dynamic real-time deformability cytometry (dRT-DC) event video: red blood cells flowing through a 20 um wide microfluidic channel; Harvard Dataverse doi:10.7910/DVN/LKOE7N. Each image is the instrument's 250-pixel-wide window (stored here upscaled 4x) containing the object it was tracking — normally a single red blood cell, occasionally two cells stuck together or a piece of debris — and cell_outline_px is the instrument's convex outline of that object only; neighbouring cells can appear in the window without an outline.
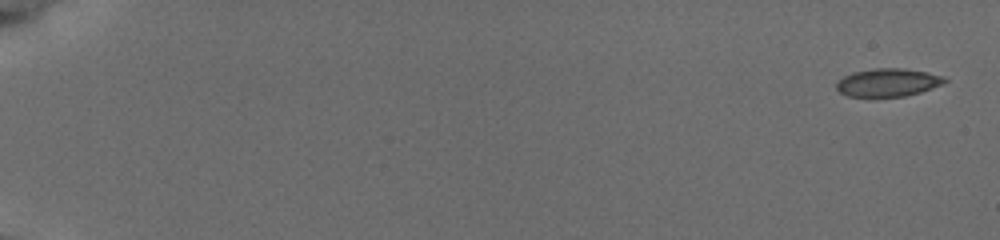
{"species": "common noctule bat (a hibernating species)", "species_latin": "Nyctalus noctula", "temperature_condition": "cold", "stored_images_in_passage": 24, "camera_frame_rate_fps": 3000, "um_per_image_px": 0.085, "animal": {"sex": "female", "body_mass_g": 19.5, "forearm_length_mm": 54.1}, "frame": {"image": 1, "passage_image": 1, "time_ms": 0.0, "image_size_px": [1000, 240], "cell_outline_px": [[948, 80], [940, 84], [920, 92], [904, 96], [848, 96], [840, 92], [836, 88], [836, 84], [844, 76], [852, 72], [876, 68], [900, 68], [924, 72], [940, 76]], "centroid_in_image_um": [75.41, 7.01], "position_along_channel_um": 9.6, "area_um2": 17.17}}
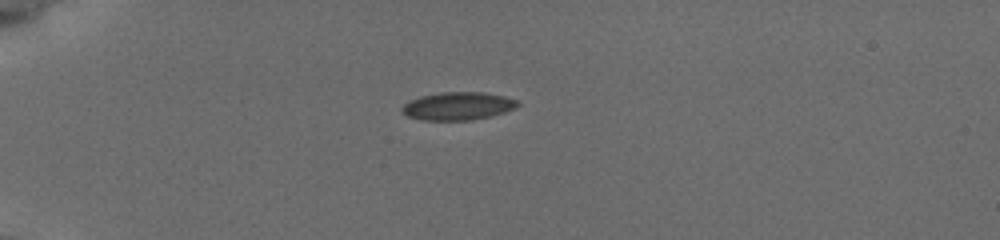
{"frame": {"image": 2, "passage_image": 18, "time_ms": 5.0, "image_size_px": [1000, 240], "cell_outline_px": [[520, 104], [516, 108], [504, 112], [472, 120], [420, 120], [408, 116], [400, 112], [400, 108], [404, 104], [420, 96], [444, 92], [484, 92], [504, 96], [516, 100]], "centroid_in_image_um": [38.9, 9.01], "position_along_channel_um": 46.1, "area_um2": 18.79}}
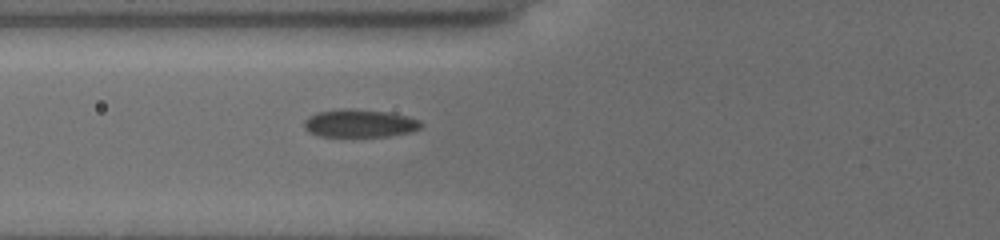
{"frame": {"image": 3, "passage_image": 24, "time_ms": 7.333, "image_size_px": [1000, 240], "cell_outline_px": [[424, 124], [420, 128], [412, 132], [388, 136], [320, 136], [308, 132], [304, 124], [304, 120], [308, 116], [316, 112], [340, 108], [356, 108], [388, 112], [408, 116], [420, 120]], "centroid_in_image_um": [30.58, 10.46], "position_along_channel_um": 95.2, "area_um2": 19.31}}